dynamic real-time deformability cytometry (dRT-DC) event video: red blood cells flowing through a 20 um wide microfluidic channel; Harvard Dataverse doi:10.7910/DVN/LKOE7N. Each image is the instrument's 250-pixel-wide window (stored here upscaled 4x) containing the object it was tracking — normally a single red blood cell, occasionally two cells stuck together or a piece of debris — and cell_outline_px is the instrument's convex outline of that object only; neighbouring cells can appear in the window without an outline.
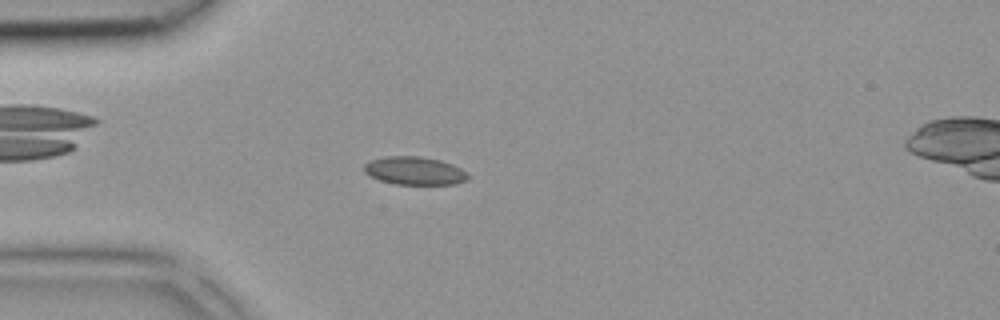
{"species": "common noctule bat (a hibernating species)", "species_latin": "Nyctalus noctula", "temperature_condition": "room temperature", "stored_images_in_passage": 41, "camera_frame_rate_fps": 3000, "um_per_image_px": 0.085, "animal": {"sex": "female", "body_mass_g": 18.4}, "frame": {"image": 1, "passage_image": 11, "time_ms": 3.333, "image_size_px": [1000, 320], "cell_outline_px": [[472, 176], [468, 180], [456, 184], [396, 184], [380, 180], [364, 172], [364, 164], [372, 160], [384, 156], [420, 156], [440, 160], [452, 164], [468, 172]], "centroid_in_image_um": [35.3, 14.51], "position_along_channel_um": 49.7, "area_um2": 17.11}}
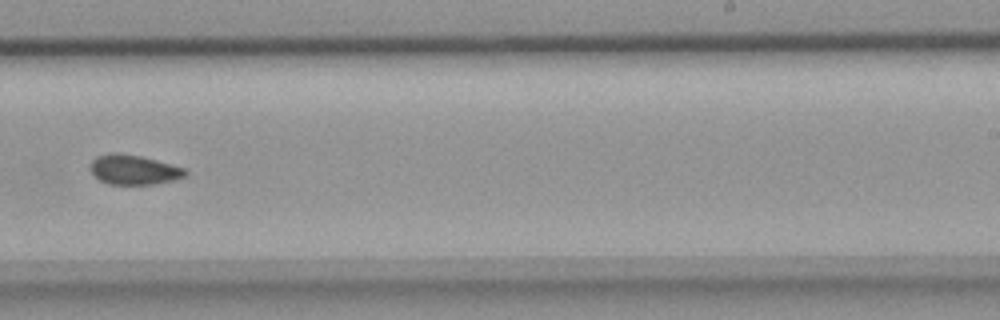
{"frame": {"image": 2, "passage_image": 26, "time_ms": 8.333, "image_size_px": [1000, 320], "cell_outline_px": [[188, 172], [184, 176], [172, 180], [152, 184], [108, 184], [100, 180], [88, 168], [88, 164], [96, 156], [108, 152], [116, 152], [140, 156], [156, 160], [184, 168]], "centroid_in_image_um": [11.3, 14.41], "position_along_channel_um": 277.7, "area_um2": 16.42}}
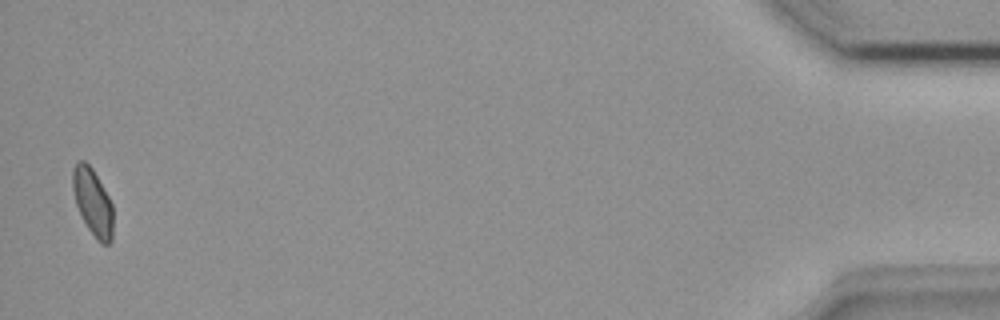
{"frame": {"image": 3, "passage_image": 41, "time_ms": 13.333, "image_size_px": [1000, 320], "cell_outline_px": [[112, 240], [108, 244], [100, 244], [96, 240], [88, 228], [76, 204], [72, 188], [72, 168], [76, 160], [84, 160], [92, 168], [108, 196], [112, 204]], "centroid_in_image_um": [7.86, 17.16], "position_along_channel_um": 427.3, "area_um2": 15.72}}